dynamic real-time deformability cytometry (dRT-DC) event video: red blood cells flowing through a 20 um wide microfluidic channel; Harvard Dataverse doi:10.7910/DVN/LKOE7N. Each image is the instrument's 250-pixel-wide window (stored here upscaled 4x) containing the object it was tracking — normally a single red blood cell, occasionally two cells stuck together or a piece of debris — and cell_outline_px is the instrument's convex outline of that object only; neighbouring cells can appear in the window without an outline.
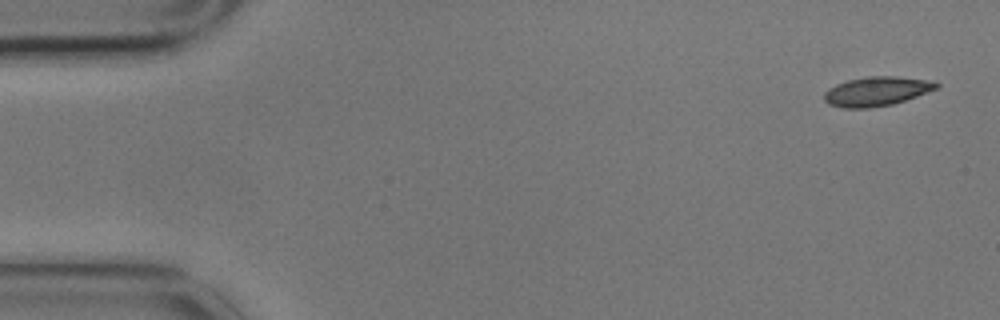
{"species": "common noctule bat (a hibernating species)", "species_latin": "Nyctalus noctula", "temperature_condition": "cold", "stored_images_in_passage": 5, "camera_frame_rate_fps": 3000, "um_per_image_px": 0.085, "animal": {"sex": "male", "body_mass_g": 17.9}, "frame": {"image": 1, "passage_image": 1, "time_ms": 0.0, "image_size_px": [1000, 320], "cell_outline_px": [[940, 84], [936, 88], [916, 96], [892, 104], [868, 108], [844, 108], [828, 104], [824, 100], [824, 92], [828, 88], [836, 84], [848, 80], [868, 76], [896, 76], [924, 80]], "centroid_in_image_um": [74.43, 7.76], "position_along_channel_um": 10.6, "area_um2": 18.84}}
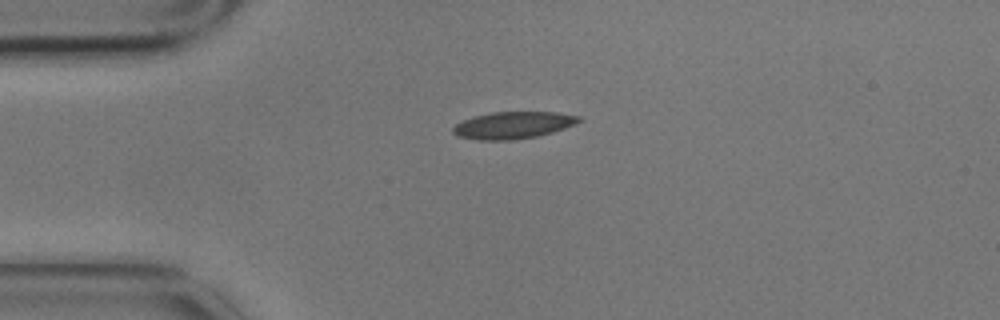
{"frame": {"image": 2, "passage_image": 4, "time_ms": 1.0, "image_size_px": [1000, 320], "cell_outline_px": [[580, 120], [576, 124], [552, 132], [536, 136], [508, 140], [480, 140], [456, 136], [452, 132], [452, 128], [456, 124], [472, 116], [492, 112], [556, 112], [580, 116]], "centroid_in_image_um": [43.58, 10.63], "position_along_channel_um": 41.4, "area_um2": 19.71}}